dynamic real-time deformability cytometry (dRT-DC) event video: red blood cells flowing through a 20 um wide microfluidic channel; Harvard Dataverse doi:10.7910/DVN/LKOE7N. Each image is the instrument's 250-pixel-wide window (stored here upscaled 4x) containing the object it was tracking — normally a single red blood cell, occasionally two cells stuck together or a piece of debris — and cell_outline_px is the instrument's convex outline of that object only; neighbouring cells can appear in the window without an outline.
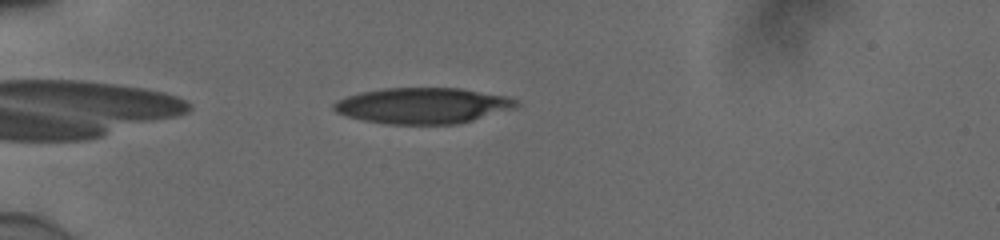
{"species": "human", "species_latin": "Homo sapiens", "temperature_condition": "cold", "stored_images_in_passage": 41, "camera_frame_rate_fps": 3000, "um_per_image_px": 0.085, "donor": {"sex": "male"}, "frame": {"image": 1, "passage_image": 3, "time_ms": 0.667, "image_size_px": [1000, 240], "cell_outline_px": [[520, 104], [516, 108], [460, 124], [384, 124], [344, 116], [336, 112], [332, 108], [332, 104], [336, 100], [360, 92], [384, 88], [460, 88], [508, 96], [516, 100]], "centroid_in_image_um": [35.94, 8.98], "position_along_channel_um": 49.1, "area_um2": 38.49}}
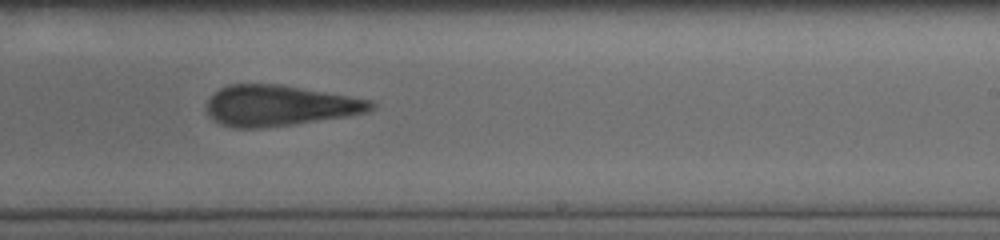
{"frame": {"image": 2, "passage_image": 22, "time_ms": 7.0, "image_size_px": [1000, 240], "cell_outline_px": [[376, 108], [368, 112], [348, 116], [260, 128], [236, 128], [220, 124], [208, 116], [208, 100], [220, 88], [228, 84], [280, 84], [372, 100], [376, 104]], "centroid_in_image_um": [23.77, 8.97], "position_along_channel_um": 265.2, "area_um2": 38.78}}
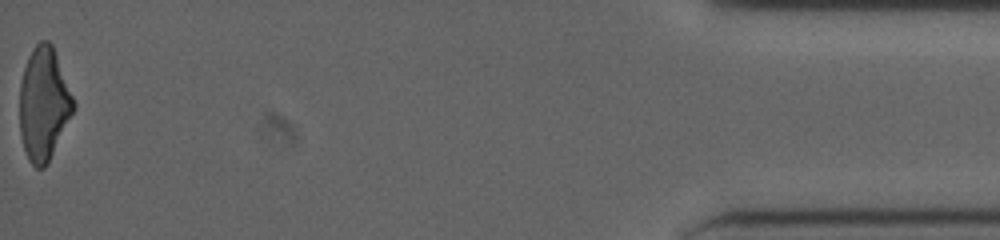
{"frame": {"image": 3, "passage_image": 41, "time_ms": 13.333, "image_size_px": [1000, 240], "cell_outline_px": [[76, 108], [44, 168], [36, 168], [28, 160], [24, 148], [20, 132], [20, 84], [24, 68], [28, 56], [32, 48], [40, 40], [48, 40], [52, 44], [76, 104]], "centroid_in_image_um": [3.72, 8.81], "position_along_channel_um": 431.5, "area_um2": 35.2}, "authors_computed_cell_mechanics": {"area_um2": 38.7838, "velocity_mm_per_s": 3.9138, "shape_relaxation_time_tau1_ms": null, "shape_relaxation_time_tau2_ms": 3.3228, "deformation_change_tau1": null, "deformation_change_tau2": 0.1638}}